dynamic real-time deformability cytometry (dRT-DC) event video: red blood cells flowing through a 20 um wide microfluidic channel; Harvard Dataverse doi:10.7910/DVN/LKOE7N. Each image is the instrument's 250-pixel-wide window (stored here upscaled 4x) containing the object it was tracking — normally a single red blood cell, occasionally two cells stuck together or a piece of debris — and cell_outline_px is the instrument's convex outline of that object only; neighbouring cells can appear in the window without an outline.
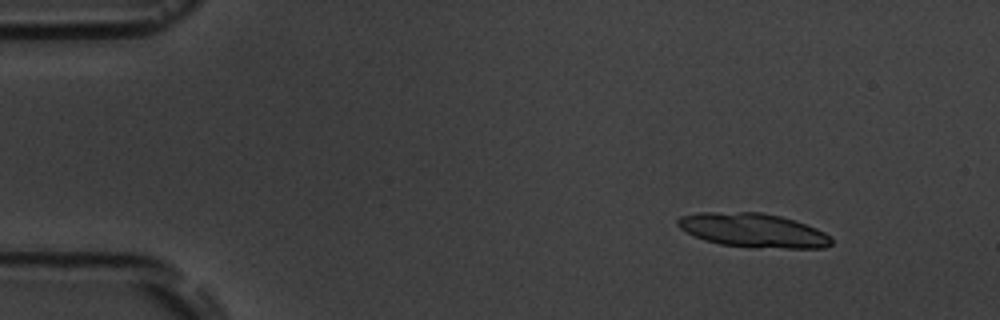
{"species": "common noctule bat (a hibernating species)", "species_latin": "Nyctalus noctula", "temperature_condition": "room temperature", "stored_images_in_passage": 5, "camera_frame_rate_fps": 3000, "um_per_image_px": 0.085, "animal": {"sex": "male", "body_mass_g": 19.5, "forearm_length_mm": 54.6}, "frame": {"image": 1, "passage_image": 2, "time_ms": 2.0, "image_size_px": [1000, 320], "cell_outline_px": [[832, 244], [824, 248], [752, 248], [720, 244], [704, 240], [680, 228], [676, 224], [676, 220], [680, 216], [700, 212], [760, 212], [780, 216], [816, 228], [832, 236]], "centroid_in_image_um": [64.02, 19.59], "position_along_channel_um": 21.0, "area_um2": 30.58}}